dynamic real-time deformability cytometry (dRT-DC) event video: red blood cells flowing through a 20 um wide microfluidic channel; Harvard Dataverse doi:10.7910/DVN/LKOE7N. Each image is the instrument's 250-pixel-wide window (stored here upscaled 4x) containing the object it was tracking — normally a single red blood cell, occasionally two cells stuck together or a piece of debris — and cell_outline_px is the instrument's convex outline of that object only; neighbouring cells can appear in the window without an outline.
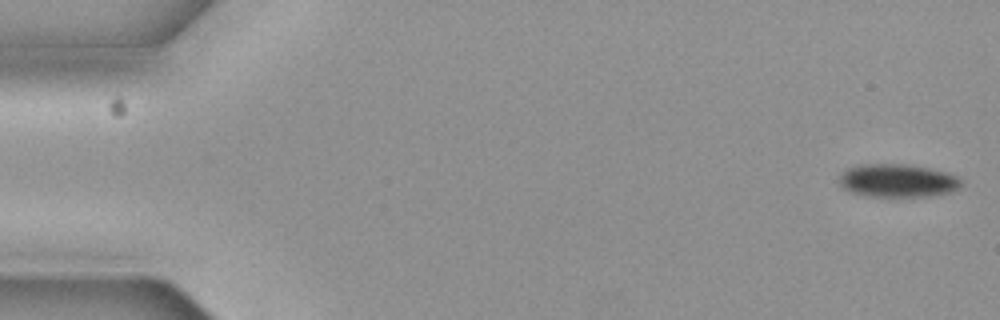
{"species": "common noctule bat (a hibernating species)", "species_latin": "Nyctalus noctula", "temperature_condition": "cold", "stored_images_in_passage": 5, "camera_frame_rate_fps": 3000, "um_per_image_px": 0.085, "animal": {"sex": "female", "body_mass_g": 19.3, "forearm_length_mm": 54.1}, "frame": {"image": 1, "passage_image": 1, "time_ms": 0.0, "image_size_px": [1000, 320], "cell_outline_px": [[960, 188], [952, 192], [932, 196], [864, 196], [852, 192], [844, 188], [840, 184], [840, 176], [848, 168], [856, 164], [908, 164], [948, 172], [956, 176], [960, 180]], "centroid_in_image_um": [76.31, 15.35], "position_along_channel_um": 8.7, "area_um2": 23.58}}
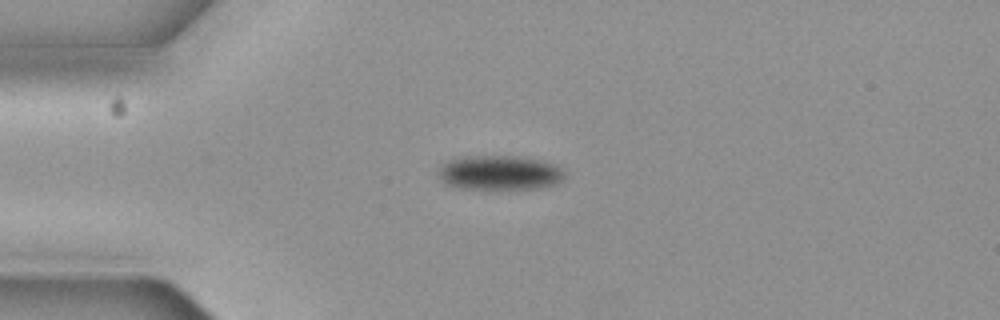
{"frame": {"image": 2, "passage_image": 4, "time_ms": 1.0, "image_size_px": [1000, 320], "cell_outline_px": [[564, 176], [560, 180], [552, 184], [536, 188], [460, 188], [444, 184], [436, 176], [436, 172], [440, 164], [448, 160], [460, 156], [516, 156], [544, 160], [556, 164], [564, 168]], "centroid_in_image_um": [42.39, 14.65], "position_along_channel_um": 42.6, "area_um2": 25.66}}